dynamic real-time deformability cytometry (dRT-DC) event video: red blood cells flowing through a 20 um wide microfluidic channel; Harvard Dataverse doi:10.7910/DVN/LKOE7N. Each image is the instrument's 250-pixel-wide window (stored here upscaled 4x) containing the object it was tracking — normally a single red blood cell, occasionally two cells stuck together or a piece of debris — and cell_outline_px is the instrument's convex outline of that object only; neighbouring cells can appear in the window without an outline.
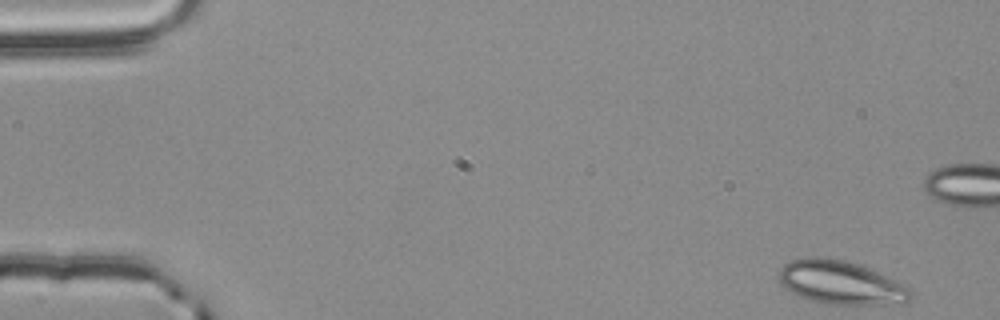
{"species": "common noctule bat (a hibernating species)", "species_latin": "Nyctalus noctula", "temperature_condition": "room temperature", "stored_images_in_passage": 54, "camera_frame_rate_fps": 3000, "um_per_image_px": 0.085, "animal": {"sex": "male", "body_mass_g": 20.4}, "frame": {"image": 1, "passage_image": 1, "time_ms": 0.0, "image_size_px": [1000, 320], "cell_outline_px": [[912, 296], [904, 304], [824, 304], [808, 300], [784, 288], [780, 284], [776, 276], [780, 268], [784, 264], [792, 260], [808, 256], [824, 256], [844, 260], [860, 264], [908, 284], [912, 288]], "centroid_in_image_um": [71.49, 24.01], "position_along_channel_um": 13.5, "area_um2": 34.33}}
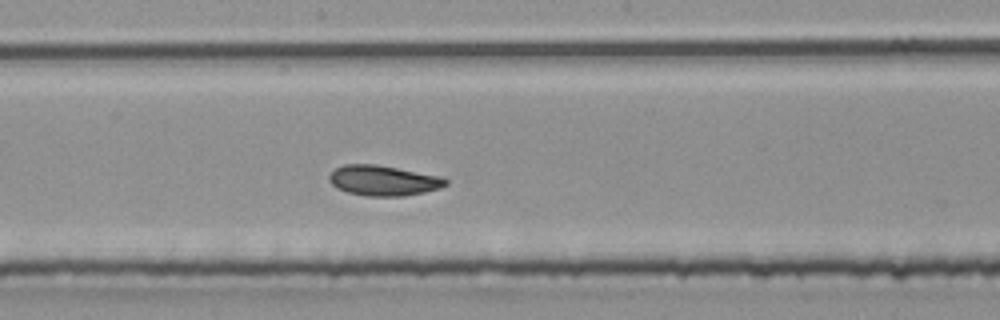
{"frame": {"image": 2, "passage_image": 28, "time_ms": 9.0, "image_size_px": [1000, 320], "cell_outline_px": [[448, 184], [440, 188], [424, 192], [404, 196], [364, 196], [348, 192], [336, 188], [328, 180], [328, 176], [336, 168], [344, 164], [376, 164], [444, 176], [448, 180]], "centroid_in_image_um": [32.61, 15.34], "position_along_channel_um": 215.6, "area_um2": 20.81}}
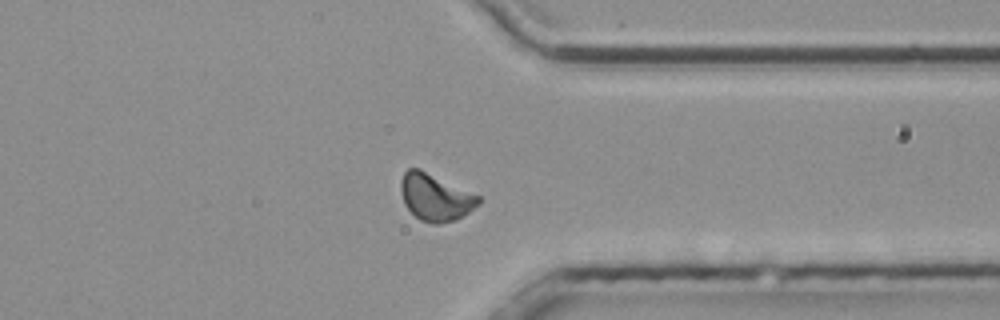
{"frame": {"image": 3, "passage_image": 41, "time_ms": 13.333, "image_size_px": [1000, 320], "cell_outline_px": [[480, 204], [456, 220], [440, 224], [432, 224], [420, 220], [404, 204], [400, 188], [400, 180], [404, 172], [408, 168], [420, 168], [480, 196]], "centroid_in_image_um": [36.99, 16.76], "position_along_channel_um": 374.4, "area_um2": 21.33}, "authors_computed_cell_mechanics": {"area_um2": 20.519, "velocity_mm_per_s": 3.7499, "shape_relaxation_time_tau1_ms": null, "shape_relaxation_time_tau2_ms": 2.3792, "deformation_change_tau1": null, "deformation_change_tau2": 0.0737}}